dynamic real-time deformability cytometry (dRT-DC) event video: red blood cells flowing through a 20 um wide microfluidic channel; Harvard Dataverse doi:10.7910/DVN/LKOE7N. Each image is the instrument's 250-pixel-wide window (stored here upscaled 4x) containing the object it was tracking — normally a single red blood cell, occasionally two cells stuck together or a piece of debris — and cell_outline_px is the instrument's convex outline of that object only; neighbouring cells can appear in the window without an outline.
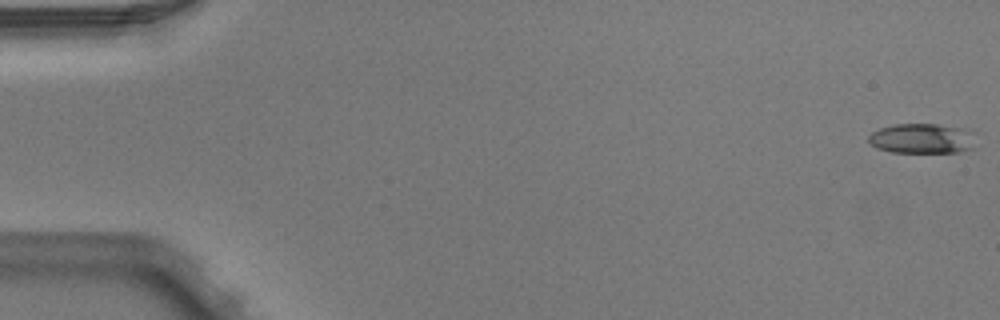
{"species": "Egyptian fruit bat (a non-hibernating species)", "species_latin": "Rousettus aegyptiacus", "temperature_condition": "warm", "stored_images_in_passage": 5, "camera_frame_rate_fps": 3000, "um_per_image_px": 0.085, "animal": {"sex": "male"}, "frame": {"image": 1, "passage_image": 1, "time_ms": 0.0, "image_size_px": [1000, 320], "cell_outline_px": [[980, 144], [972, 148], [960, 152], [892, 152], [876, 148], [868, 140], [868, 136], [872, 132], [880, 128], [896, 124], [940, 124], [968, 128], [976, 132]], "centroid_in_image_um": [78.53, 11.76], "position_along_channel_um": 6.5, "area_um2": 19.42}}
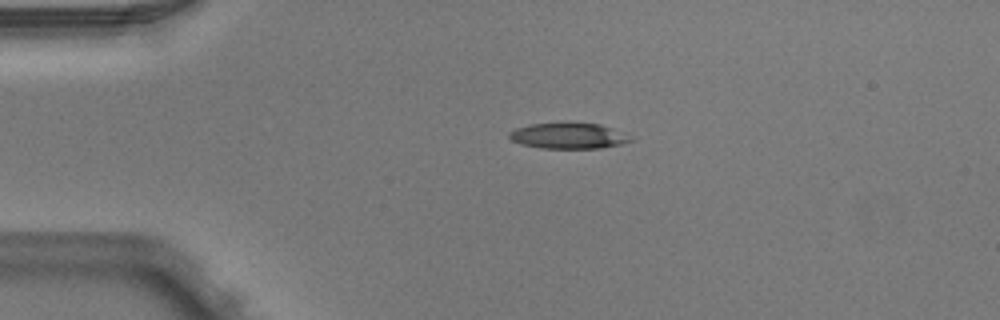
{"frame": {"image": 2, "passage_image": 4, "time_ms": 1.0, "image_size_px": [1000, 320], "cell_outline_px": [[632, 140], [620, 144], [600, 148], [540, 148], [520, 144], [512, 140], [508, 136], [508, 132], [516, 128], [532, 124], [600, 124]], "centroid_in_image_um": [48.17, 11.57], "position_along_channel_um": 36.8, "area_um2": 17.34}}